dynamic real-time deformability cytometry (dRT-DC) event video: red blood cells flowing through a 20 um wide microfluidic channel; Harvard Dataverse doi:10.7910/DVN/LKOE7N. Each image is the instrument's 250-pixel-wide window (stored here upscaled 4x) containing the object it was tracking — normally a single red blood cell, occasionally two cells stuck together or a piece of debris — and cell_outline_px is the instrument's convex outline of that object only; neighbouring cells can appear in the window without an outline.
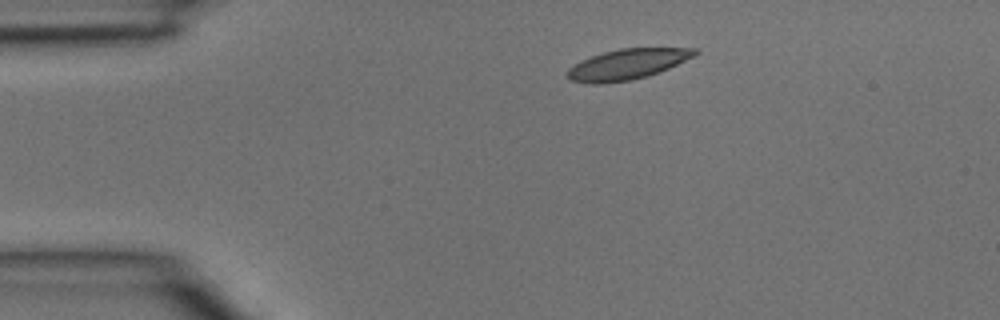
{"species": "common noctule bat (a hibernating species)", "species_latin": "Nyctalus noctula", "temperature_condition": "room temperature", "stored_images_in_passage": 33, "camera_frame_rate_fps": 3000, "um_per_image_px": 0.085, "animal": {"sex": "male", "body_mass_g": 15.6}, "frame": {"image": 1, "passage_image": 1, "time_ms": 0.0, "image_size_px": [1000, 320], "cell_outline_px": [[700, 52], [668, 68], [648, 76], [628, 80], [600, 84], [588, 84], [568, 80], [568, 68], [580, 60], [604, 52], [620, 48], [696, 48]], "centroid_in_image_um": [53.26, 5.46], "position_along_channel_um": 31.7, "area_um2": 22.43}}
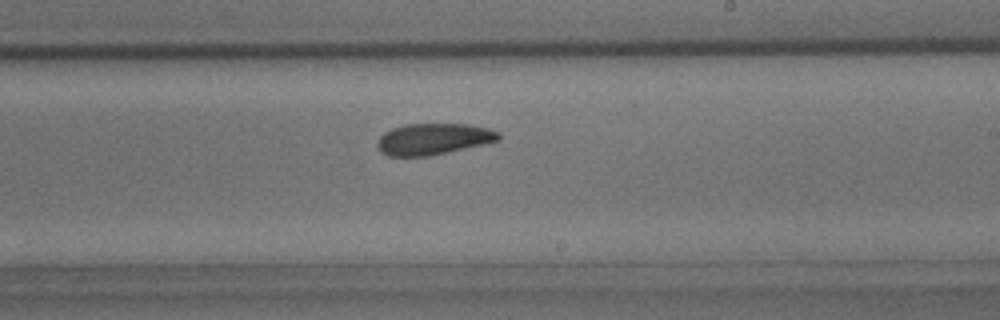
{"frame": {"image": 2, "passage_image": 17, "time_ms": 5.333, "image_size_px": [1000, 320], "cell_outline_px": [[500, 140], [428, 156], [388, 156], [380, 152], [376, 148], [376, 144], [380, 136], [384, 132], [392, 128], [404, 124], [468, 124], [488, 128], [500, 132]], "centroid_in_image_um": [36.79, 11.81], "position_along_channel_um": 252.2, "area_um2": 22.14}}
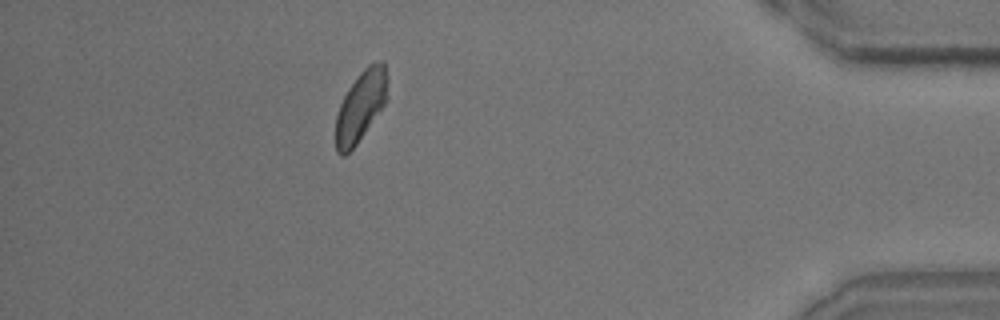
{"frame": {"image": 3, "passage_image": 29, "time_ms": 9.333, "image_size_px": [1000, 320], "cell_outline_px": [[388, 80], [384, 104], [356, 144], [344, 156], [340, 156], [336, 152], [336, 116], [340, 104], [348, 88], [360, 72], [368, 64], [380, 60], [384, 60], [388, 76]], "centroid_in_image_um": [30.65, 8.98], "position_along_channel_um": 404.5, "area_um2": 21.04}}